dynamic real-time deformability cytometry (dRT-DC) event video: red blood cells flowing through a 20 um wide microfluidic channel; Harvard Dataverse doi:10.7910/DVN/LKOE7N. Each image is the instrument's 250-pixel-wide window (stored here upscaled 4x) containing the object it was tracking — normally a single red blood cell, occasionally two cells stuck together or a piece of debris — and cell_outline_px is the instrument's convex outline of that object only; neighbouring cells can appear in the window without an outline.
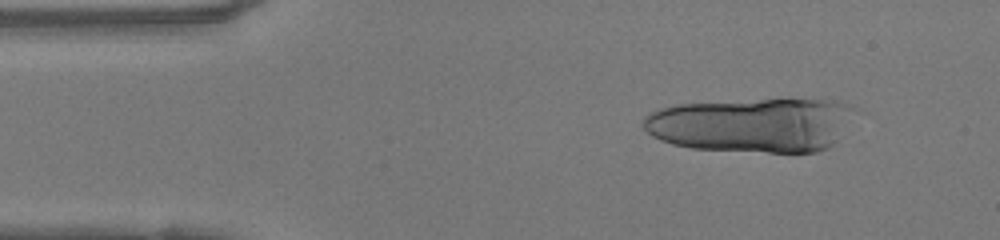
{"species": "human", "species_latin": "Homo sapiens", "temperature_condition": "warm", "stored_images_in_passage": 14, "camera_frame_rate_fps": 3000, "um_per_image_px": 0.085, "donor": {"sex": "female"}, "frame": {"image": 1, "passage_image": 5, "time_ms": 1.333, "image_size_px": [1000, 240], "cell_outline_px": [[856, 108], [832, 148], [816, 152], [768, 152], [692, 148], [672, 144], [660, 140], [652, 136], [644, 128], [644, 116], [648, 112], [660, 108], [676, 104], [760, 100], [836, 100], [848, 104]], "centroid_in_image_um": [63.91, 10.62], "position_along_channel_um": 21.1, "area_um2": 66.76}}